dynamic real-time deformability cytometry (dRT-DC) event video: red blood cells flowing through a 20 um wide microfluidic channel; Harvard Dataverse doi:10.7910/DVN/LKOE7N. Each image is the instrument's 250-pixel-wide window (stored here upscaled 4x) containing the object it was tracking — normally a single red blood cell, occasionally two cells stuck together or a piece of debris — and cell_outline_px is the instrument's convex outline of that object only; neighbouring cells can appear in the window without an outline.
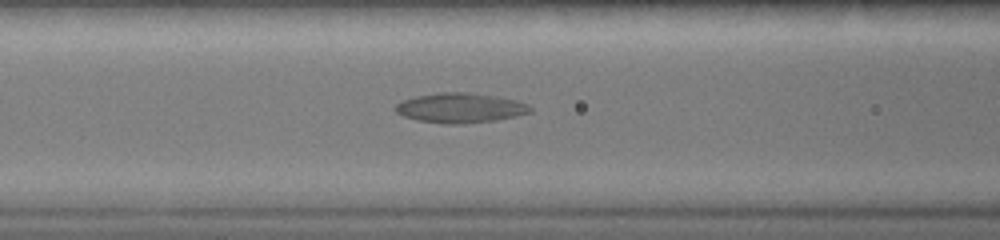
{"species": "common noctule bat (a hibernating species)", "species_latin": "Nyctalus noctula", "temperature_condition": "warm", "stored_images_in_passage": 30, "segment_of_instrument_passage": [1, 2], "camera_frame_rate_fps": 3000, "um_per_image_px": 0.085, "animal": {"sex": "female", "body_mass_g": 19.0, "forearm_length_mm": 51.5}, "frame": {"image": 1, "passage_image": 13, "time_ms": 4.0, "image_size_px": [1000, 240], "cell_outline_px": [[532, 112], [516, 116], [496, 120], [460, 124], [444, 124], [416, 120], [404, 116], [396, 112], [396, 104], [400, 100], [416, 96], [436, 92], [468, 92], [516, 100], [528, 104], [532, 108]], "centroid_in_image_um": [39.1, 9.17], "position_along_channel_um": 127.5, "area_um2": 23.47}}
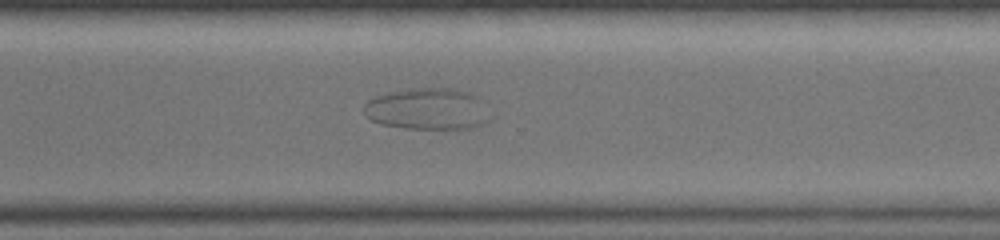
{"frame": {"image": 2, "passage_image": 24, "time_ms": 7.667, "image_size_px": [1000, 240], "cell_outline_px": [[492, 116], [488, 120], [472, 128], [404, 128], [380, 124], [372, 120], [364, 112], [364, 104], [368, 100], [376, 96], [408, 88], [456, 88], [468, 92], [476, 96]], "centroid_in_image_um": [36.34, 9.25], "position_along_channel_um": 334.3, "area_um2": 30.35}}
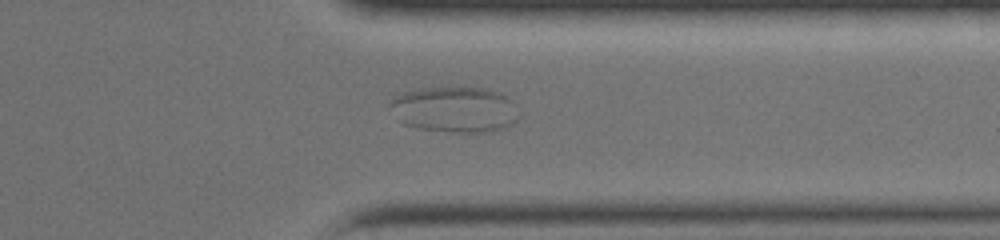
{"frame": {"image": 3, "passage_image": 26, "time_ms": 8.333, "image_size_px": [1000, 240], "cell_outline_px": [[520, 116], [512, 124], [504, 128], [492, 132], [452, 132], [416, 128], [404, 124], [388, 108], [388, 104], [396, 96], [404, 92], [420, 88], [456, 84], [484, 88], [500, 92], [508, 96], [516, 104]], "centroid_in_image_um": [38.69, 9.26], "position_along_channel_um": 372.7, "area_um2": 35.6}}